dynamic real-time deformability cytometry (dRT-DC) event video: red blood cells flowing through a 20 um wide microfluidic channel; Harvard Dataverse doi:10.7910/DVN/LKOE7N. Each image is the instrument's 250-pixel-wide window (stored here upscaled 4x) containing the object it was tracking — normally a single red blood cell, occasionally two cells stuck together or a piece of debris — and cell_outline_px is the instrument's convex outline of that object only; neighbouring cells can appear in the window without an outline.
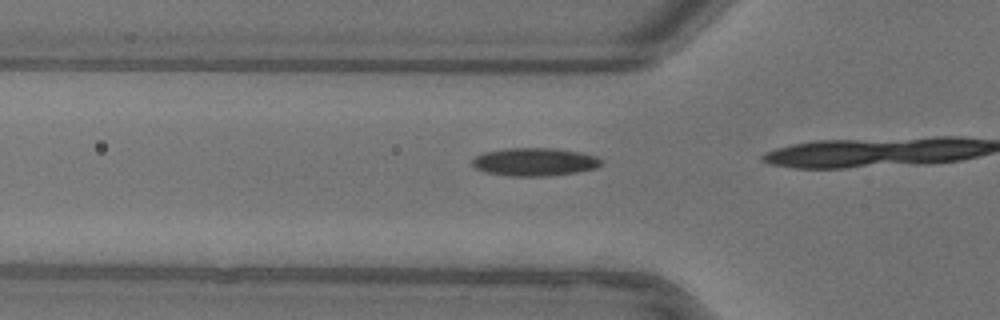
{"species": "common noctule bat (a hibernating species)", "species_latin": "Nyctalus noctula", "temperature_condition": "warm", "stored_images_in_passage": 16, "camera_frame_rate_fps": 3000, "um_per_image_px": 0.085, "animal": {"sex": "female"}, "frame": {"image": 1, "passage_image": 14, "time_ms": 4.333, "image_size_px": [1000, 320], "cell_outline_px": [[604, 160], [596, 168], [576, 172], [552, 176], [508, 176], [484, 172], [476, 168], [472, 164], [472, 160], [476, 156], [484, 152], [504, 148], [552, 148], [576, 152], [596, 156]], "centroid_in_image_um": [45.42, 13.77], "position_along_channel_um": 80.4, "area_um2": 21.1}}